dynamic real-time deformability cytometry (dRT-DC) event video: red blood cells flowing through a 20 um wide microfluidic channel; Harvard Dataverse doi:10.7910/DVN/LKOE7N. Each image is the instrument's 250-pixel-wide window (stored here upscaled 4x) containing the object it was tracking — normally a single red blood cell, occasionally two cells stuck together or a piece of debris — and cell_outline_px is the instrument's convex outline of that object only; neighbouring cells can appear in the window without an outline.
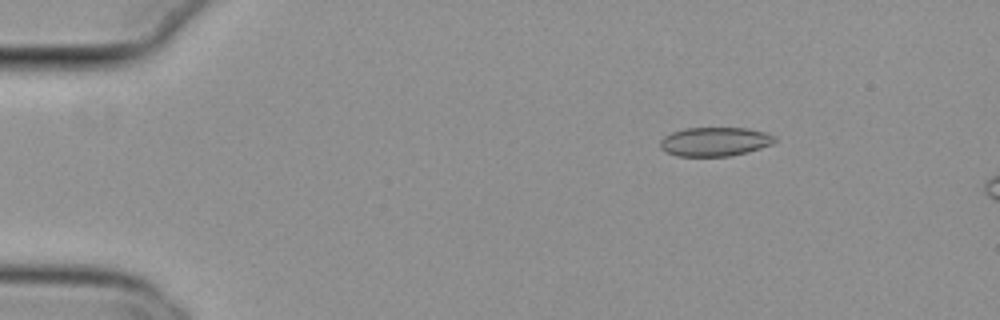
{"species": "common noctule bat (a hibernating species)", "species_latin": "Nyctalus noctula", "temperature_condition": "cold", "stored_images_in_passage": 8, "camera_frame_rate_fps": 3000, "um_per_image_px": 0.085, "animal": {"sex": "female", "body_mass_g": 29.2, "forearm_length_mm": 56.3}, "frame": {"image": 1, "passage_image": 2, "time_ms": 0.333, "image_size_px": [1000, 320], "cell_outline_px": [[776, 140], [772, 144], [748, 152], [732, 156], [676, 156], [660, 148], [660, 140], [664, 136], [672, 132], [684, 128], [744, 128], [764, 132], [776, 136]], "centroid_in_image_um": [60.75, 12.04], "position_along_channel_um": 24.2, "area_um2": 19.36}}